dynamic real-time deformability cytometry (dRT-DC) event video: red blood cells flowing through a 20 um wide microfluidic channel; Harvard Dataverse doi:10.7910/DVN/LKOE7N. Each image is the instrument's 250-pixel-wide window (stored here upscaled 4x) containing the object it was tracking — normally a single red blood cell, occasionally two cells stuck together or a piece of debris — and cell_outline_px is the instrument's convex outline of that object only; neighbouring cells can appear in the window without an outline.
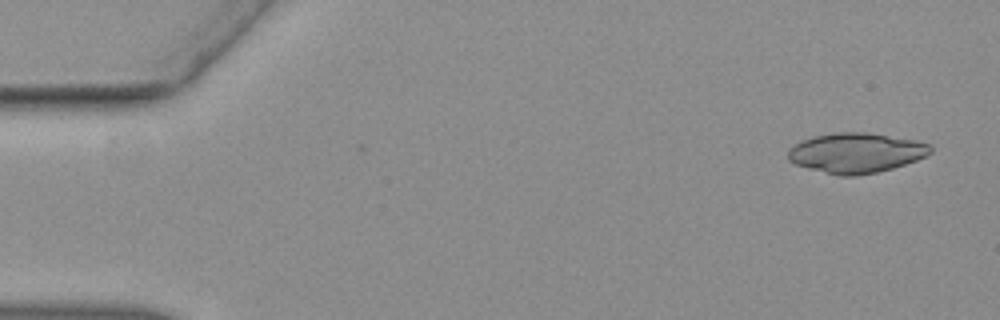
{"species": "common noctule bat (a hibernating species)", "species_latin": "Nyctalus noctula", "temperature_condition": "warm", "stored_images_in_passage": 2, "camera_frame_rate_fps": 3000, "um_per_image_px": 0.085, "animal": {"sex": "female", "body_mass_g": 19.3, "forearm_length_mm": 54.1}, "frame": {"image": 1, "passage_image": 2, "time_ms": 0.333, "image_size_px": [1000, 320], "cell_outline_px": [[920, 156], [912, 160], [900, 164], [868, 172], [836, 172], [812, 140], [824, 136], [880, 136], [920, 144]], "centroid_in_image_um": [73.58, 12.95], "position_along_channel_um": 11.4, "area_um2": 21.39}}